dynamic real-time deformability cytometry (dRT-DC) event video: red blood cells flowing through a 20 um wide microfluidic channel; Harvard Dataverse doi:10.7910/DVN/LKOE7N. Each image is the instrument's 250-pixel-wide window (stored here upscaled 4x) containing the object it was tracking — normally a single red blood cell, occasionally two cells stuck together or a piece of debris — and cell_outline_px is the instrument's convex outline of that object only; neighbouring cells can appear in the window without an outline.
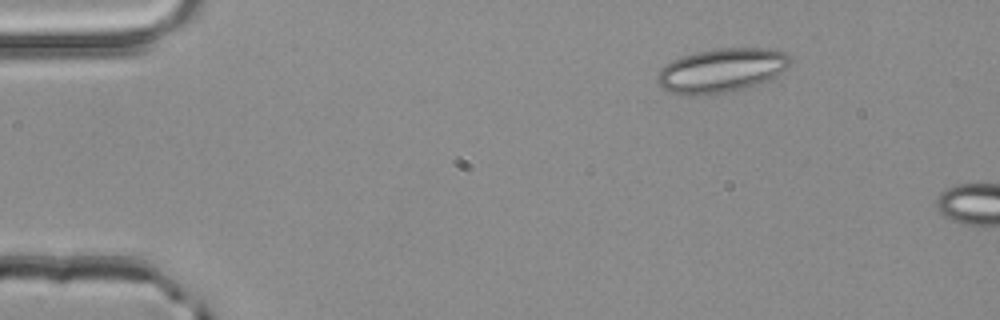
{"species": "common noctule bat (a hibernating species)", "species_latin": "Nyctalus noctula", "temperature_condition": "room temperature", "stored_images_in_passage": 2, "camera_frame_rate_fps": 3000, "um_per_image_px": 0.085, "animal": {"sex": "male", "body_mass_g": 20.4}, "frame": {"image": 1, "passage_image": 1, "time_ms": 0.0, "image_size_px": [1000, 320], "cell_outline_px": [[792, 60], [788, 68], [776, 76], [768, 80], [748, 88], [728, 92], [700, 96], [680, 96], [668, 92], [660, 88], [656, 80], [656, 76], [660, 68], [672, 60], [680, 56], [696, 52], [716, 48], [768, 48], [784, 52]], "centroid_in_image_um": [61.28, 6.01], "position_along_channel_um": 23.7, "area_um2": 34.91}}